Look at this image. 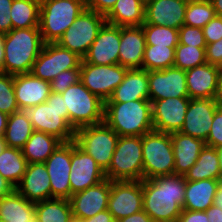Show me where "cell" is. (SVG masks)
<instances>
[{"instance_id": "6da1fadb", "label": "cell", "mask_w": 222, "mask_h": 222, "mask_svg": "<svg viewBox=\"0 0 222 222\" xmlns=\"http://www.w3.org/2000/svg\"><path fill=\"white\" fill-rule=\"evenodd\" d=\"M185 189L184 175L143 179V210L154 222H177L183 210Z\"/></svg>"}, {"instance_id": "7a4b0ae2", "label": "cell", "mask_w": 222, "mask_h": 222, "mask_svg": "<svg viewBox=\"0 0 222 222\" xmlns=\"http://www.w3.org/2000/svg\"><path fill=\"white\" fill-rule=\"evenodd\" d=\"M44 41L40 28L12 29L4 38L3 73H30L41 53Z\"/></svg>"}, {"instance_id": "3957f363", "label": "cell", "mask_w": 222, "mask_h": 222, "mask_svg": "<svg viewBox=\"0 0 222 222\" xmlns=\"http://www.w3.org/2000/svg\"><path fill=\"white\" fill-rule=\"evenodd\" d=\"M104 122L119 136H143L154 130L151 102L104 103Z\"/></svg>"}, {"instance_id": "277c9868", "label": "cell", "mask_w": 222, "mask_h": 222, "mask_svg": "<svg viewBox=\"0 0 222 222\" xmlns=\"http://www.w3.org/2000/svg\"><path fill=\"white\" fill-rule=\"evenodd\" d=\"M20 111L31 121L35 131L53 135L62 142L74 140L75 130L68 123V109L60 93L51 92L45 103Z\"/></svg>"}, {"instance_id": "5b68a950", "label": "cell", "mask_w": 222, "mask_h": 222, "mask_svg": "<svg viewBox=\"0 0 222 222\" xmlns=\"http://www.w3.org/2000/svg\"><path fill=\"white\" fill-rule=\"evenodd\" d=\"M86 9V0H42L39 28L44 43H57Z\"/></svg>"}, {"instance_id": "8992f818", "label": "cell", "mask_w": 222, "mask_h": 222, "mask_svg": "<svg viewBox=\"0 0 222 222\" xmlns=\"http://www.w3.org/2000/svg\"><path fill=\"white\" fill-rule=\"evenodd\" d=\"M61 95L68 109V123L74 130L104 122V101L80 81L69 86Z\"/></svg>"}, {"instance_id": "52a82bcc", "label": "cell", "mask_w": 222, "mask_h": 222, "mask_svg": "<svg viewBox=\"0 0 222 222\" xmlns=\"http://www.w3.org/2000/svg\"><path fill=\"white\" fill-rule=\"evenodd\" d=\"M105 176L110 181L143 180L142 136H119Z\"/></svg>"}, {"instance_id": "ba28073f", "label": "cell", "mask_w": 222, "mask_h": 222, "mask_svg": "<svg viewBox=\"0 0 222 222\" xmlns=\"http://www.w3.org/2000/svg\"><path fill=\"white\" fill-rule=\"evenodd\" d=\"M143 179L174 174L175 158L169 133L151 131L142 136Z\"/></svg>"}, {"instance_id": "9c48e42d", "label": "cell", "mask_w": 222, "mask_h": 222, "mask_svg": "<svg viewBox=\"0 0 222 222\" xmlns=\"http://www.w3.org/2000/svg\"><path fill=\"white\" fill-rule=\"evenodd\" d=\"M119 135L105 122L75 130V143L104 170L109 168Z\"/></svg>"}, {"instance_id": "30bf717a", "label": "cell", "mask_w": 222, "mask_h": 222, "mask_svg": "<svg viewBox=\"0 0 222 222\" xmlns=\"http://www.w3.org/2000/svg\"><path fill=\"white\" fill-rule=\"evenodd\" d=\"M105 22V15L85 9L65 31L57 44L83 58Z\"/></svg>"}, {"instance_id": "8fae6325", "label": "cell", "mask_w": 222, "mask_h": 222, "mask_svg": "<svg viewBox=\"0 0 222 222\" xmlns=\"http://www.w3.org/2000/svg\"><path fill=\"white\" fill-rule=\"evenodd\" d=\"M128 68L119 64L94 65L83 59L80 66V82L102 101H107L123 81Z\"/></svg>"}, {"instance_id": "7c38bea8", "label": "cell", "mask_w": 222, "mask_h": 222, "mask_svg": "<svg viewBox=\"0 0 222 222\" xmlns=\"http://www.w3.org/2000/svg\"><path fill=\"white\" fill-rule=\"evenodd\" d=\"M82 59L77 53L63 48L57 43H46L30 73L37 78L51 82L63 71L80 69Z\"/></svg>"}, {"instance_id": "4fadbf2b", "label": "cell", "mask_w": 222, "mask_h": 222, "mask_svg": "<svg viewBox=\"0 0 222 222\" xmlns=\"http://www.w3.org/2000/svg\"><path fill=\"white\" fill-rule=\"evenodd\" d=\"M143 210L142 181H110L108 211L115 220Z\"/></svg>"}, {"instance_id": "5bb4252c", "label": "cell", "mask_w": 222, "mask_h": 222, "mask_svg": "<svg viewBox=\"0 0 222 222\" xmlns=\"http://www.w3.org/2000/svg\"><path fill=\"white\" fill-rule=\"evenodd\" d=\"M106 179L104 170L75 141H71V196Z\"/></svg>"}, {"instance_id": "9a60e30c", "label": "cell", "mask_w": 222, "mask_h": 222, "mask_svg": "<svg viewBox=\"0 0 222 222\" xmlns=\"http://www.w3.org/2000/svg\"><path fill=\"white\" fill-rule=\"evenodd\" d=\"M149 101L189 97L186 71L177 67L148 71Z\"/></svg>"}, {"instance_id": "2e32d148", "label": "cell", "mask_w": 222, "mask_h": 222, "mask_svg": "<svg viewBox=\"0 0 222 222\" xmlns=\"http://www.w3.org/2000/svg\"><path fill=\"white\" fill-rule=\"evenodd\" d=\"M51 184V199L71 197V141L62 142L44 162Z\"/></svg>"}, {"instance_id": "e0dca14e", "label": "cell", "mask_w": 222, "mask_h": 222, "mask_svg": "<svg viewBox=\"0 0 222 222\" xmlns=\"http://www.w3.org/2000/svg\"><path fill=\"white\" fill-rule=\"evenodd\" d=\"M190 102L189 97L167 98L151 102L154 131L163 133L180 132Z\"/></svg>"}, {"instance_id": "ac0fdd59", "label": "cell", "mask_w": 222, "mask_h": 222, "mask_svg": "<svg viewBox=\"0 0 222 222\" xmlns=\"http://www.w3.org/2000/svg\"><path fill=\"white\" fill-rule=\"evenodd\" d=\"M119 47L120 26L105 22L83 60L94 65L118 64Z\"/></svg>"}, {"instance_id": "d6986e66", "label": "cell", "mask_w": 222, "mask_h": 222, "mask_svg": "<svg viewBox=\"0 0 222 222\" xmlns=\"http://www.w3.org/2000/svg\"><path fill=\"white\" fill-rule=\"evenodd\" d=\"M109 196V179L73 194L69 199L73 218L84 220L108 209Z\"/></svg>"}, {"instance_id": "ffe728a7", "label": "cell", "mask_w": 222, "mask_h": 222, "mask_svg": "<svg viewBox=\"0 0 222 222\" xmlns=\"http://www.w3.org/2000/svg\"><path fill=\"white\" fill-rule=\"evenodd\" d=\"M218 107L215 99H190L180 132L206 142Z\"/></svg>"}, {"instance_id": "44dd1931", "label": "cell", "mask_w": 222, "mask_h": 222, "mask_svg": "<svg viewBox=\"0 0 222 222\" xmlns=\"http://www.w3.org/2000/svg\"><path fill=\"white\" fill-rule=\"evenodd\" d=\"M187 3L180 0H150L145 3V22L180 29L184 25Z\"/></svg>"}, {"instance_id": "7402d4cb", "label": "cell", "mask_w": 222, "mask_h": 222, "mask_svg": "<svg viewBox=\"0 0 222 222\" xmlns=\"http://www.w3.org/2000/svg\"><path fill=\"white\" fill-rule=\"evenodd\" d=\"M15 190L33 203L51 199V184L45 163H28Z\"/></svg>"}, {"instance_id": "603a6c76", "label": "cell", "mask_w": 222, "mask_h": 222, "mask_svg": "<svg viewBox=\"0 0 222 222\" xmlns=\"http://www.w3.org/2000/svg\"><path fill=\"white\" fill-rule=\"evenodd\" d=\"M219 67L209 63L186 70V85L190 99H215Z\"/></svg>"}, {"instance_id": "cb8c5ba5", "label": "cell", "mask_w": 222, "mask_h": 222, "mask_svg": "<svg viewBox=\"0 0 222 222\" xmlns=\"http://www.w3.org/2000/svg\"><path fill=\"white\" fill-rule=\"evenodd\" d=\"M51 92L50 82L31 73L14 75V94L19 110L45 103Z\"/></svg>"}, {"instance_id": "d4e9b609", "label": "cell", "mask_w": 222, "mask_h": 222, "mask_svg": "<svg viewBox=\"0 0 222 222\" xmlns=\"http://www.w3.org/2000/svg\"><path fill=\"white\" fill-rule=\"evenodd\" d=\"M145 47L142 26L120 27L119 65L128 69H142Z\"/></svg>"}, {"instance_id": "484cf974", "label": "cell", "mask_w": 222, "mask_h": 222, "mask_svg": "<svg viewBox=\"0 0 222 222\" xmlns=\"http://www.w3.org/2000/svg\"><path fill=\"white\" fill-rule=\"evenodd\" d=\"M134 100H149L148 71L128 69L123 81L104 103H123Z\"/></svg>"}, {"instance_id": "4316f807", "label": "cell", "mask_w": 222, "mask_h": 222, "mask_svg": "<svg viewBox=\"0 0 222 222\" xmlns=\"http://www.w3.org/2000/svg\"><path fill=\"white\" fill-rule=\"evenodd\" d=\"M175 158L174 174L184 175L197 161L205 142L181 132L170 133Z\"/></svg>"}, {"instance_id": "83f0119b", "label": "cell", "mask_w": 222, "mask_h": 222, "mask_svg": "<svg viewBox=\"0 0 222 222\" xmlns=\"http://www.w3.org/2000/svg\"><path fill=\"white\" fill-rule=\"evenodd\" d=\"M221 181L213 179L186 181L183 209L206 211L213 205V200Z\"/></svg>"}, {"instance_id": "f1b7e54d", "label": "cell", "mask_w": 222, "mask_h": 222, "mask_svg": "<svg viewBox=\"0 0 222 222\" xmlns=\"http://www.w3.org/2000/svg\"><path fill=\"white\" fill-rule=\"evenodd\" d=\"M105 20L120 27L142 26L145 22V3L142 0H117L105 15Z\"/></svg>"}, {"instance_id": "f546056e", "label": "cell", "mask_w": 222, "mask_h": 222, "mask_svg": "<svg viewBox=\"0 0 222 222\" xmlns=\"http://www.w3.org/2000/svg\"><path fill=\"white\" fill-rule=\"evenodd\" d=\"M184 177L186 181L222 180L218 149L205 145L196 163L184 174Z\"/></svg>"}, {"instance_id": "4dcf8cb0", "label": "cell", "mask_w": 222, "mask_h": 222, "mask_svg": "<svg viewBox=\"0 0 222 222\" xmlns=\"http://www.w3.org/2000/svg\"><path fill=\"white\" fill-rule=\"evenodd\" d=\"M35 217V203L16 190L0 199V219L4 222H29Z\"/></svg>"}, {"instance_id": "1f68e13d", "label": "cell", "mask_w": 222, "mask_h": 222, "mask_svg": "<svg viewBox=\"0 0 222 222\" xmlns=\"http://www.w3.org/2000/svg\"><path fill=\"white\" fill-rule=\"evenodd\" d=\"M61 143L53 135L34 130L21 151L28 163H44Z\"/></svg>"}, {"instance_id": "d6a6232c", "label": "cell", "mask_w": 222, "mask_h": 222, "mask_svg": "<svg viewBox=\"0 0 222 222\" xmlns=\"http://www.w3.org/2000/svg\"><path fill=\"white\" fill-rule=\"evenodd\" d=\"M28 162L21 149L6 146L0 154V174L15 188L26 171Z\"/></svg>"}, {"instance_id": "836d02e7", "label": "cell", "mask_w": 222, "mask_h": 222, "mask_svg": "<svg viewBox=\"0 0 222 222\" xmlns=\"http://www.w3.org/2000/svg\"><path fill=\"white\" fill-rule=\"evenodd\" d=\"M40 7L39 0H13L11 6L13 29L39 27Z\"/></svg>"}, {"instance_id": "e575fe53", "label": "cell", "mask_w": 222, "mask_h": 222, "mask_svg": "<svg viewBox=\"0 0 222 222\" xmlns=\"http://www.w3.org/2000/svg\"><path fill=\"white\" fill-rule=\"evenodd\" d=\"M37 222H71L73 219L70 201L52 198L35 203Z\"/></svg>"}, {"instance_id": "d590c367", "label": "cell", "mask_w": 222, "mask_h": 222, "mask_svg": "<svg viewBox=\"0 0 222 222\" xmlns=\"http://www.w3.org/2000/svg\"><path fill=\"white\" fill-rule=\"evenodd\" d=\"M34 129L29 121L19 110L9 115L5 130L4 140L6 145L21 149L32 135Z\"/></svg>"}, {"instance_id": "8d00e7d4", "label": "cell", "mask_w": 222, "mask_h": 222, "mask_svg": "<svg viewBox=\"0 0 222 222\" xmlns=\"http://www.w3.org/2000/svg\"><path fill=\"white\" fill-rule=\"evenodd\" d=\"M175 48L157 45H146L142 69L146 71L164 70L174 65Z\"/></svg>"}, {"instance_id": "74e56055", "label": "cell", "mask_w": 222, "mask_h": 222, "mask_svg": "<svg viewBox=\"0 0 222 222\" xmlns=\"http://www.w3.org/2000/svg\"><path fill=\"white\" fill-rule=\"evenodd\" d=\"M146 45H157L176 48L178 45L179 29L167 26L143 24Z\"/></svg>"}, {"instance_id": "f35d334b", "label": "cell", "mask_w": 222, "mask_h": 222, "mask_svg": "<svg viewBox=\"0 0 222 222\" xmlns=\"http://www.w3.org/2000/svg\"><path fill=\"white\" fill-rule=\"evenodd\" d=\"M207 63L205 48L178 43L174 54V67L182 70L192 69Z\"/></svg>"}, {"instance_id": "ab89813d", "label": "cell", "mask_w": 222, "mask_h": 222, "mask_svg": "<svg viewBox=\"0 0 222 222\" xmlns=\"http://www.w3.org/2000/svg\"><path fill=\"white\" fill-rule=\"evenodd\" d=\"M216 16L210 0L187 3L184 25L203 28Z\"/></svg>"}, {"instance_id": "60d3db41", "label": "cell", "mask_w": 222, "mask_h": 222, "mask_svg": "<svg viewBox=\"0 0 222 222\" xmlns=\"http://www.w3.org/2000/svg\"><path fill=\"white\" fill-rule=\"evenodd\" d=\"M0 111L11 115L19 111L14 94V75L0 73Z\"/></svg>"}, {"instance_id": "b9f144b4", "label": "cell", "mask_w": 222, "mask_h": 222, "mask_svg": "<svg viewBox=\"0 0 222 222\" xmlns=\"http://www.w3.org/2000/svg\"><path fill=\"white\" fill-rule=\"evenodd\" d=\"M178 42L180 44L206 48L202 28L183 25L179 29Z\"/></svg>"}, {"instance_id": "7bdbcfd3", "label": "cell", "mask_w": 222, "mask_h": 222, "mask_svg": "<svg viewBox=\"0 0 222 222\" xmlns=\"http://www.w3.org/2000/svg\"><path fill=\"white\" fill-rule=\"evenodd\" d=\"M80 81V69H70L59 73L51 82V91L63 93L69 86Z\"/></svg>"}, {"instance_id": "ee69618b", "label": "cell", "mask_w": 222, "mask_h": 222, "mask_svg": "<svg viewBox=\"0 0 222 222\" xmlns=\"http://www.w3.org/2000/svg\"><path fill=\"white\" fill-rule=\"evenodd\" d=\"M207 146L222 147V107H218L214 113L211 129L205 142Z\"/></svg>"}, {"instance_id": "f6af8a7d", "label": "cell", "mask_w": 222, "mask_h": 222, "mask_svg": "<svg viewBox=\"0 0 222 222\" xmlns=\"http://www.w3.org/2000/svg\"><path fill=\"white\" fill-rule=\"evenodd\" d=\"M206 44L222 38V16H215L202 28Z\"/></svg>"}, {"instance_id": "bcb514c9", "label": "cell", "mask_w": 222, "mask_h": 222, "mask_svg": "<svg viewBox=\"0 0 222 222\" xmlns=\"http://www.w3.org/2000/svg\"><path fill=\"white\" fill-rule=\"evenodd\" d=\"M13 0H0V33L10 32L12 27L11 6Z\"/></svg>"}, {"instance_id": "7dc6e473", "label": "cell", "mask_w": 222, "mask_h": 222, "mask_svg": "<svg viewBox=\"0 0 222 222\" xmlns=\"http://www.w3.org/2000/svg\"><path fill=\"white\" fill-rule=\"evenodd\" d=\"M205 54L207 63L219 67L222 63V38L216 42L206 44Z\"/></svg>"}, {"instance_id": "c3c4849f", "label": "cell", "mask_w": 222, "mask_h": 222, "mask_svg": "<svg viewBox=\"0 0 222 222\" xmlns=\"http://www.w3.org/2000/svg\"><path fill=\"white\" fill-rule=\"evenodd\" d=\"M117 0H86V9L106 15Z\"/></svg>"}, {"instance_id": "681fc988", "label": "cell", "mask_w": 222, "mask_h": 222, "mask_svg": "<svg viewBox=\"0 0 222 222\" xmlns=\"http://www.w3.org/2000/svg\"><path fill=\"white\" fill-rule=\"evenodd\" d=\"M177 222H209L205 211H191L183 209Z\"/></svg>"}, {"instance_id": "f907efd6", "label": "cell", "mask_w": 222, "mask_h": 222, "mask_svg": "<svg viewBox=\"0 0 222 222\" xmlns=\"http://www.w3.org/2000/svg\"><path fill=\"white\" fill-rule=\"evenodd\" d=\"M116 222H154V221L144 210H142L128 217L116 220Z\"/></svg>"}, {"instance_id": "816d5d0a", "label": "cell", "mask_w": 222, "mask_h": 222, "mask_svg": "<svg viewBox=\"0 0 222 222\" xmlns=\"http://www.w3.org/2000/svg\"><path fill=\"white\" fill-rule=\"evenodd\" d=\"M84 222H116L113 215L108 211V209L97 213L95 216L84 219Z\"/></svg>"}, {"instance_id": "f5cc1de1", "label": "cell", "mask_w": 222, "mask_h": 222, "mask_svg": "<svg viewBox=\"0 0 222 222\" xmlns=\"http://www.w3.org/2000/svg\"><path fill=\"white\" fill-rule=\"evenodd\" d=\"M205 212L209 222H222V209L212 205Z\"/></svg>"}, {"instance_id": "db71d44e", "label": "cell", "mask_w": 222, "mask_h": 222, "mask_svg": "<svg viewBox=\"0 0 222 222\" xmlns=\"http://www.w3.org/2000/svg\"><path fill=\"white\" fill-rule=\"evenodd\" d=\"M15 187L0 174V199L11 194Z\"/></svg>"}, {"instance_id": "11a10c76", "label": "cell", "mask_w": 222, "mask_h": 222, "mask_svg": "<svg viewBox=\"0 0 222 222\" xmlns=\"http://www.w3.org/2000/svg\"><path fill=\"white\" fill-rule=\"evenodd\" d=\"M213 205L216 206L217 208L222 209V181L220 182L217 188V192L213 200Z\"/></svg>"}, {"instance_id": "9f6ffc18", "label": "cell", "mask_w": 222, "mask_h": 222, "mask_svg": "<svg viewBox=\"0 0 222 222\" xmlns=\"http://www.w3.org/2000/svg\"><path fill=\"white\" fill-rule=\"evenodd\" d=\"M9 115L0 111V137H4Z\"/></svg>"}, {"instance_id": "6f0895ef", "label": "cell", "mask_w": 222, "mask_h": 222, "mask_svg": "<svg viewBox=\"0 0 222 222\" xmlns=\"http://www.w3.org/2000/svg\"><path fill=\"white\" fill-rule=\"evenodd\" d=\"M215 101L218 103L220 107H222V71H220L219 73L218 89L215 96Z\"/></svg>"}, {"instance_id": "680465c9", "label": "cell", "mask_w": 222, "mask_h": 222, "mask_svg": "<svg viewBox=\"0 0 222 222\" xmlns=\"http://www.w3.org/2000/svg\"><path fill=\"white\" fill-rule=\"evenodd\" d=\"M4 38H5V34L0 33V73L3 72V62H4Z\"/></svg>"}, {"instance_id": "91938a15", "label": "cell", "mask_w": 222, "mask_h": 222, "mask_svg": "<svg viewBox=\"0 0 222 222\" xmlns=\"http://www.w3.org/2000/svg\"><path fill=\"white\" fill-rule=\"evenodd\" d=\"M216 16H222V0H210Z\"/></svg>"}, {"instance_id": "94428289", "label": "cell", "mask_w": 222, "mask_h": 222, "mask_svg": "<svg viewBox=\"0 0 222 222\" xmlns=\"http://www.w3.org/2000/svg\"><path fill=\"white\" fill-rule=\"evenodd\" d=\"M6 142L4 140V137H0V154L4 151L6 148Z\"/></svg>"}, {"instance_id": "6125c7cd", "label": "cell", "mask_w": 222, "mask_h": 222, "mask_svg": "<svg viewBox=\"0 0 222 222\" xmlns=\"http://www.w3.org/2000/svg\"><path fill=\"white\" fill-rule=\"evenodd\" d=\"M219 151V158H220V170L222 173V147L217 148Z\"/></svg>"}, {"instance_id": "be15d7a7", "label": "cell", "mask_w": 222, "mask_h": 222, "mask_svg": "<svg viewBox=\"0 0 222 222\" xmlns=\"http://www.w3.org/2000/svg\"><path fill=\"white\" fill-rule=\"evenodd\" d=\"M180 1H183V2H186V3H193V2H200V1H203V0H180Z\"/></svg>"}, {"instance_id": "e7e4bbea", "label": "cell", "mask_w": 222, "mask_h": 222, "mask_svg": "<svg viewBox=\"0 0 222 222\" xmlns=\"http://www.w3.org/2000/svg\"><path fill=\"white\" fill-rule=\"evenodd\" d=\"M71 222H84L82 219L73 218Z\"/></svg>"}, {"instance_id": "03108f58", "label": "cell", "mask_w": 222, "mask_h": 222, "mask_svg": "<svg viewBox=\"0 0 222 222\" xmlns=\"http://www.w3.org/2000/svg\"><path fill=\"white\" fill-rule=\"evenodd\" d=\"M29 222H37V217L35 216L33 219H31Z\"/></svg>"}, {"instance_id": "003e7915", "label": "cell", "mask_w": 222, "mask_h": 222, "mask_svg": "<svg viewBox=\"0 0 222 222\" xmlns=\"http://www.w3.org/2000/svg\"><path fill=\"white\" fill-rule=\"evenodd\" d=\"M219 70L222 71V63L219 66Z\"/></svg>"}]
</instances>
